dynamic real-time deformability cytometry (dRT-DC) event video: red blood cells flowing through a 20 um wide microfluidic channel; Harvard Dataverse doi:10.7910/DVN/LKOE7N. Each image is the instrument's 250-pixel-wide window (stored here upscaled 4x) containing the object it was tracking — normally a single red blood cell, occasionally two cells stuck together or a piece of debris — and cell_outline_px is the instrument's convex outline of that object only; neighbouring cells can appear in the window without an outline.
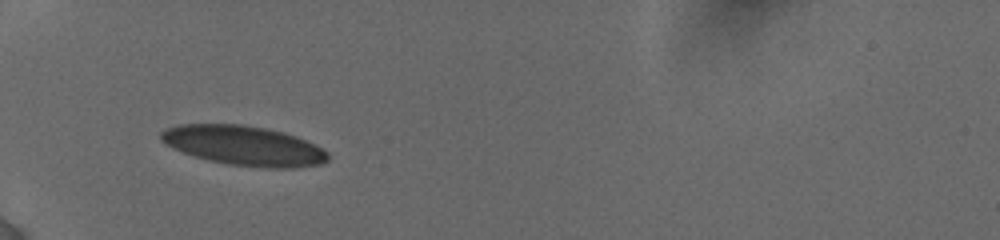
{"species": "human", "species_latin": "Homo sapiens", "temperature_condition": "cold", "stored_images_in_passage": 5, "camera_frame_rate_fps": 3000, "um_per_image_px": 0.085, "donor": {"sex": "female"}, "frame": {"image": 1, "passage_image": 1, "time_ms": 0.0, "image_size_px": [1000, 240], "cell_outline_px": [[328, 160], [320, 164], [296, 168], [268, 168], [228, 164], [208, 160], [184, 152], [160, 140], [160, 132], [176, 124], [244, 124], [268, 128], [284, 132], [296, 136], [316, 144], [328, 152]], "centroid_in_image_um": [20.77, 12.37], "position_along_channel_um": 64.2, "area_um2": 38.61}}
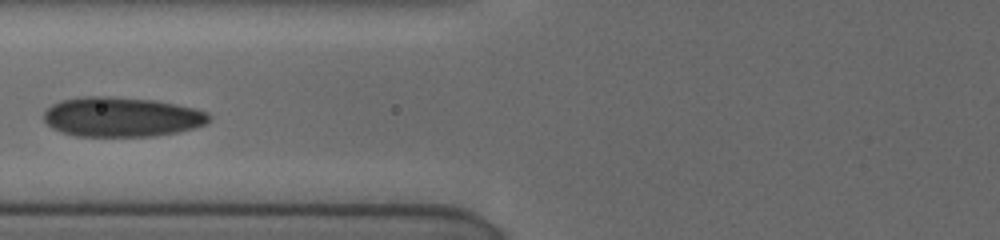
{"frame": {"image": 2, "passage_image": 3, "time_ms": 1.667, "image_size_px": [1000, 240], "cell_outline_px": [[212, 120], [208, 124], [180, 132], [156, 136], [72, 136], [60, 132], [52, 128], [44, 120], [44, 112], [52, 104], [60, 100], [84, 96], [104, 96], [156, 100], [196, 108], [208, 112], [212, 116]], "centroid_in_image_um": [10.39, 9.94], "position_along_channel_um": 115.4, "area_um2": 38.78}}
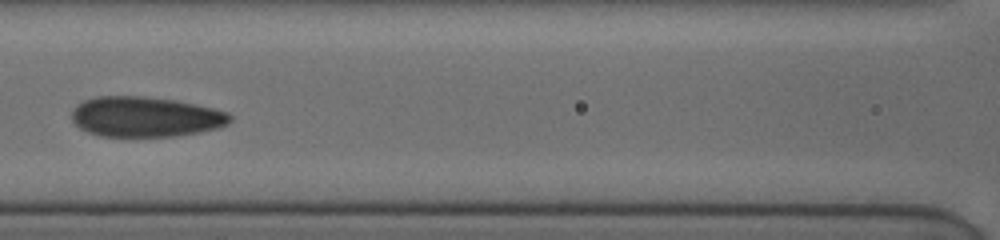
{"frame": {"image": 3, "passage_image": 4, "time_ms": 2.667, "image_size_px": [1000, 240], "cell_outline_px": [[232, 120], [228, 124], [220, 128], [200, 132], [176, 136], [100, 136], [88, 132], [80, 128], [72, 120], [72, 112], [76, 104], [84, 100], [96, 96], [144, 96], [176, 100], [212, 108], [228, 112], [232, 116]], "centroid_in_image_um": [12.37, 9.92], "position_along_channel_um": 154.2, "area_um2": 37.28}}